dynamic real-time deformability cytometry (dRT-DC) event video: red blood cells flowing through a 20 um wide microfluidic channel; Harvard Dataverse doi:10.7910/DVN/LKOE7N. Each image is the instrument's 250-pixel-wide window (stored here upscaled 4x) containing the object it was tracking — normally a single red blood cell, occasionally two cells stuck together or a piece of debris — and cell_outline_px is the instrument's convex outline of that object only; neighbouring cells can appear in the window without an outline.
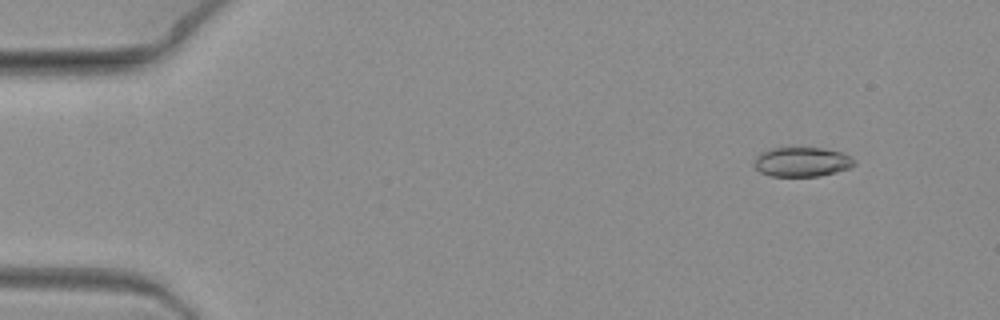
{"species": "common noctule bat (a hibernating species)", "species_latin": "Nyctalus noctula", "temperature_condition": "warm", "stored_images_in_passage": 9, "camera_frame_rate_fps": 3000, "um_per_image_px": 0.085, "animal": {"sex": "female", "body_mass_g": 19.3, "forearm_length_mm": 54.1}, "frame": {"image": 1, "passage_image": 2, "time_ms": 0.333, "image_size_px": [1000, 320], "cell_outline_px": [[856, 164], [848, 168], [836, 172], [820, 176], [772, 176], [760, 172], [752, 164], [756, 156], [760, 152], [772, 148], [820, 148], [840, 152], [848, 156]], "centroid_in_image_um": [68.1, 13.77], "position_along_channel_um": 16.9, "area_um2": 17.05}}
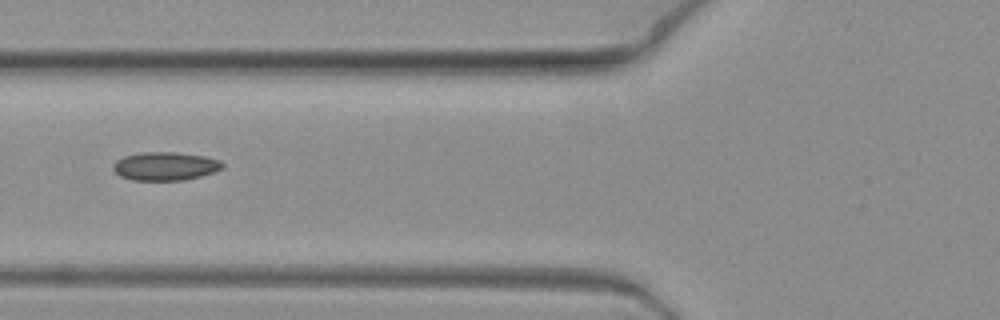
{"frame": {"image": 2, "passage_image": 7, "time_ms": 2.0, "image_size_px": [1000, 320], "cell_outline_px": [[224, 168], [200, 176], [184, 180], [132, 180], [120, 176], [112, 168], [112, 164], [116, 160], [124, 156], [144, 152], [176, 152], [204, 156], [220, 160], [224, 164]], "centroid_in_image_um": [14.03, 14.12], "position_along_channel_um": 111.8, "area_um2": 18.09}}
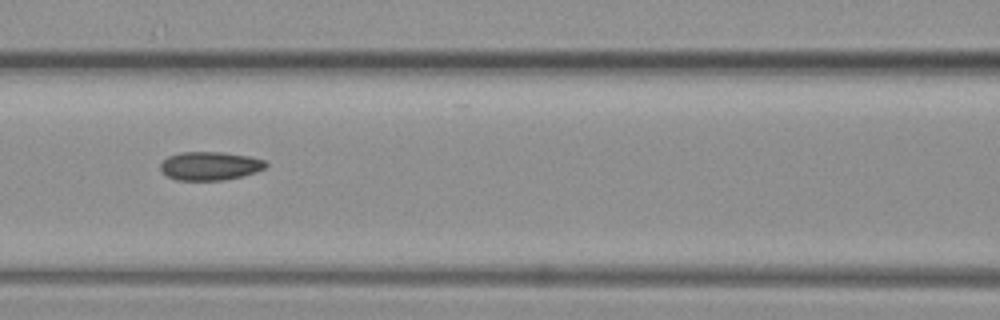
{"frame": {"image": 3, "passage_image": 8, "time_ms": 2.333, "image_size_px": [1000, 320], "cell_outline_px": [[268, 164], [264, 168], [256, 172], [224, 180], [176, 180], [168, 176], [160, 168], [160, 164], [168, 156], [180, 152], [220, 152], [248, 156], [264, 160]], "centroid_in_image_um": [17.83, 14.1], "position_along_channel_um": 148.8, "area_um2": 17.34}}